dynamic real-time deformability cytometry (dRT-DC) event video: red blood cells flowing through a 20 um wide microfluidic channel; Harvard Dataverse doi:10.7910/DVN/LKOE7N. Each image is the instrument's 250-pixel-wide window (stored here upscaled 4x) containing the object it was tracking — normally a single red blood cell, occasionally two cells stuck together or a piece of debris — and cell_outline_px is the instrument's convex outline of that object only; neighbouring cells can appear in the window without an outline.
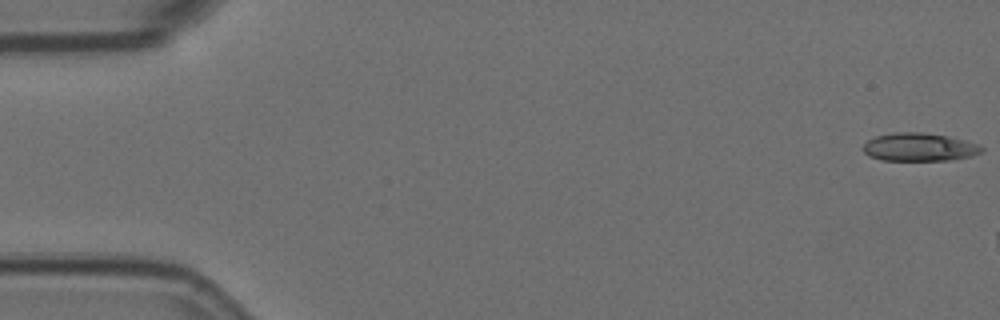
{"species": "Egyptian fruit bat (a non-hibernating species)", "species_latin": "Rousettus aegyptiacus", "temperature_condition": "room temperature", "stored_images_in_passage": 5, "camera_frame_rate_fps": 3000, "um_per_image_px": 0.085, "animal": {"sex": "female"}, "frame": {"image": 1, "passage_image": 1, "time_ms": 0.0, "image_size_px": [1000, 320], "cell_outline_px": [[984, 148], [980, 152], [972, 156], [952, 160], [880, 160], [868, 156], [860, 148], [868, 140], [876, 136], [892, 132], [924, 132], [948, 136], [964, 140], [976, 144]], "centroid_in_image_um": [78.09, 12.5], "position_along_channel_um": 6.9, "area_um2": 19.54}}